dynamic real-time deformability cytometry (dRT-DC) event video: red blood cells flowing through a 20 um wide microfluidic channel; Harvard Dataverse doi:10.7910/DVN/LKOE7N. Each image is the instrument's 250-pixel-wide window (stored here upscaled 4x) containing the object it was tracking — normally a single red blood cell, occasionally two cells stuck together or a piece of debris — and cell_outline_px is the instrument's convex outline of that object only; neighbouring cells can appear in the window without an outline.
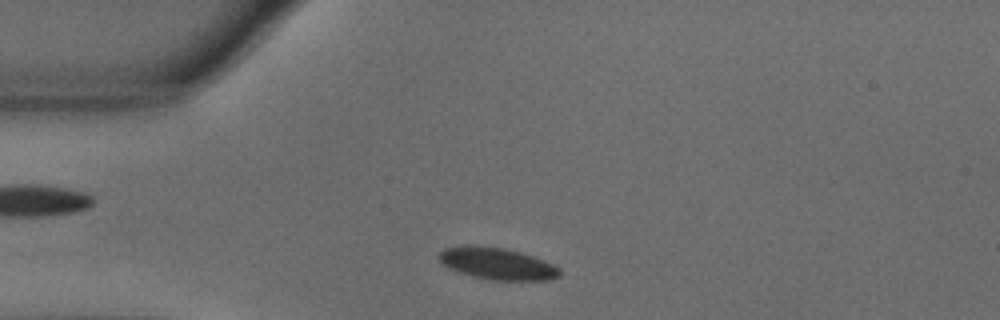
{"species": "common noctule bat (a hibernating species)", "species_latin": "Nyctalus noctula", "temperature_condition": "warm", "stored_images_in_passage": 46, "camera_frame_rate_fps": 3000, "um_per_image_px": 0.085, "animal": {"sex": "male", "body_mass_g": 18.8}, "frame": {"image": 1, "passage_image": 4, "time_ms": 1.0, "image_size_px": [1000, 320], "cell_outline_px": [[560, 276], [552, 280], [492, 280], [472, 276], [448, 268], [436, 256], [444, 248], [472, 244], [504, 248], [520, 252], [532, 256], [552, 264], [560, 268]], "centroid_in_image_um": [42.24, 22.4], "position_along_channel_um": 42.8, "area_um2": 22.43}}
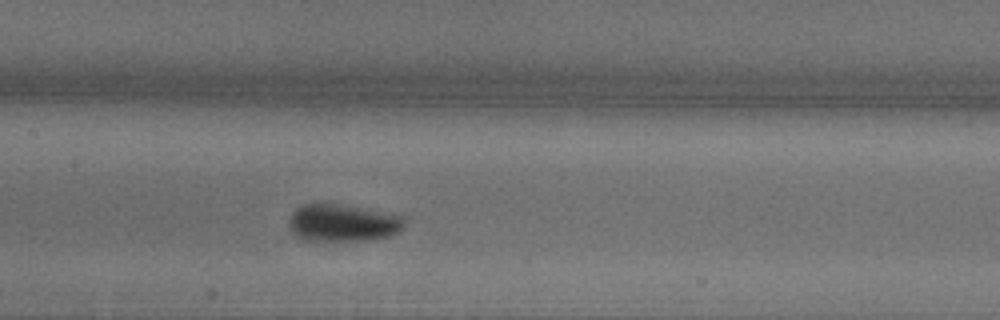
{"frame": {"image": 2, "passage_image": 17, "time_ms": 5.333, "image_size_px": [1000, 320], "cell_outline_px": [[404, 228], [400, 232], [388, 236], [364, 240], [304, 240], [296, 236], [292, 232], [288, 224], [288, 220], [292, 212], [296, 208], [312, 200], [336, 204], [400, 216], [404, 220]], "centroid_in_image_um": [29.03, 18.93], "position_along_channel_um": 178.4, "area_um2": 25.03}}
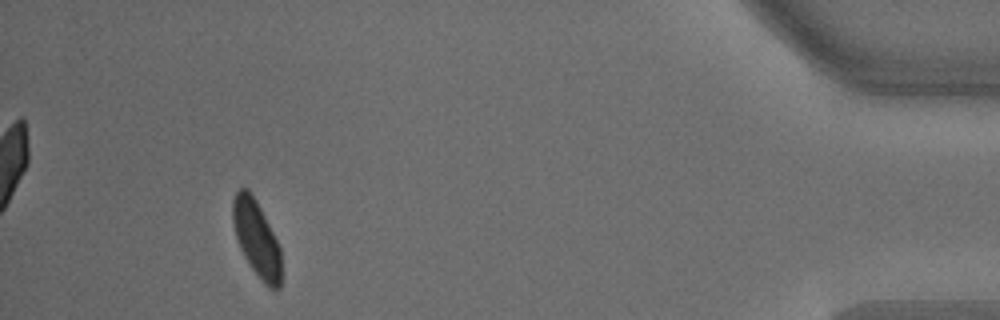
{"frame": {"image": 3, "passage_image": 42, "time_ms": 13.667, "image_size_px": [1000, 320], "cell_outline_px": [[280, 288], [268, 288], [264, 284], [252, 268], [244, 256], [236, 240], [232, 220], [232, 200], [236, 192], [240, 188], [248, 188], [256, 200], [280, 248]], "centroid_in_image_um": [21.77, 20.25], "position_along_channel_um": 413.4, "area_um2": 21.21}, "authors_computed_cell_mechanics": {"area_um2": 22.8021, "velocity_mm_per_s": 3.5939, "shape_relaxation_time_tau1_ms": 4.8486, "shape_relaxation_time_tau2_ms": null, "deformation_change_tau1": 0.1405, "deformation_change_tau2": null}}